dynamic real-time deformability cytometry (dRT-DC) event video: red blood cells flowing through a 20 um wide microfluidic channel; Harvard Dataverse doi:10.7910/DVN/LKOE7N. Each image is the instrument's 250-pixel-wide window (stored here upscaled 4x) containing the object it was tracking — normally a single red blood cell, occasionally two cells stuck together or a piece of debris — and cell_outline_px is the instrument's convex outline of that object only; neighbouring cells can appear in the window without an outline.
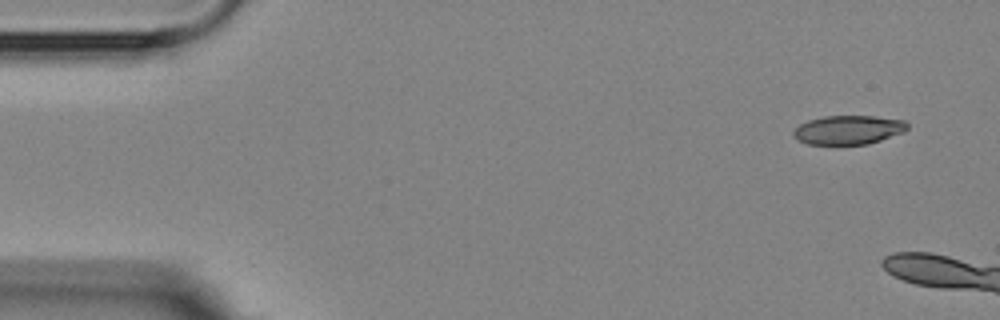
{"species": "Egyptian fruit bat (a non-hibernating species)", "species_latin": "Rousettus aegyptiacus", "temperature_condition": "room temperature", "stored_images_in_passage": 3, "camera_frame_rate_fps": 3000, "um_per_image_px": 0.085, "animal": {"sex": "female"}, "frame": {"image": 1, "passage_image": 1, "time_ms": 0.0, "image_size_px": [1000, 320], "cell_outline_px": [[908, 128], [904, 132], [868, 144], [808, 144], [796, 140], [792, 136], [792, 132], [800, 124], [808, 120], [824, 116], [872, 116], [904, 120], [908, 124]], "centroid_in_image_um": [72.09, 11.04], "position_along_channel_um": 12.9, "area_um2": 19.25}}